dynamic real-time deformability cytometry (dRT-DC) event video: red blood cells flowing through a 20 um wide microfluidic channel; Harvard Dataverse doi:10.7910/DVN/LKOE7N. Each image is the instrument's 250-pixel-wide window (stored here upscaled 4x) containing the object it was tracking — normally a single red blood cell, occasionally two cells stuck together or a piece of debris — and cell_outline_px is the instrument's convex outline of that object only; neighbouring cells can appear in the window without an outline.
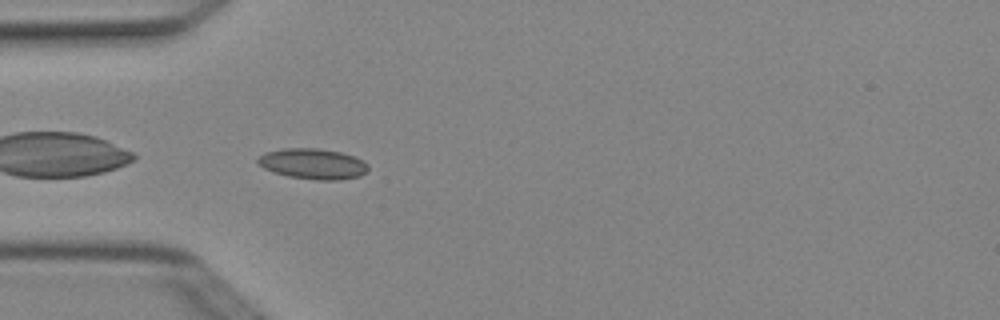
{"species": "Egyptian fruit bat (a non-hibernating species)", "species_latin": "Rousettus aegyptiacus", "temperature_condition": "cold", "stored_images_in_passage": 4, "camera_frame_rate_fps": 3000, "um_per_image_px": 0.085, "animal": {"sex": "female"}, "frame": {"image": 1, "passage_image": 4, "time_ms": 1.0, "image_size_px": [1000, 320], "cell_outline_px": [[368, 172], [360, 176], [336, 180], [316, 180], [288, 176], [272, 172], [256, 164], [256, 160], [264, 152], [284, 148], [316, 148], [340, 152], [356, 156], [368, 164]], "centroid_in_image_um": [26.59, 13.92], "position_along_channel_um": 58.4, "area_um2": 19.88}}